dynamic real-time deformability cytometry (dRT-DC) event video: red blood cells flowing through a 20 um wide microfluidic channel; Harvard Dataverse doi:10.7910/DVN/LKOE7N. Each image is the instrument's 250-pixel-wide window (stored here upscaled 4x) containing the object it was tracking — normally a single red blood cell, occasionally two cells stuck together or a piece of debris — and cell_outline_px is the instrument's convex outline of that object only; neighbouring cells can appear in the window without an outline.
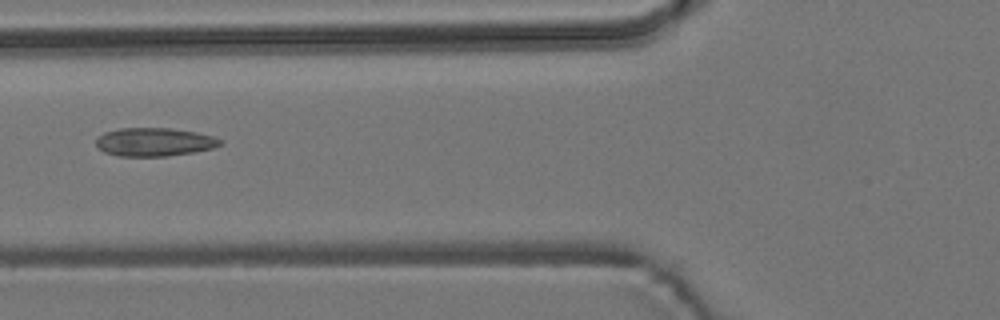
{"species": "common noctule bat (a hibernating species)", "species_latin": "Nyctalus noctula", "temperature_condition": "room temperature", "stored_images_in_passage": 3, "camera_frame_rate_fps": 3000, "um_per_image_px": 0.085, "animal": {"sex": "male", "body_mass_g": 19.2, "forearm_length_mm": 51.8}, "frame": {"image": 1, "passage_image": 2, "time_ms": 1.333, "image_size_px": [1000, 320], "cell_outline_px": [[224, 144], [212, 148], [196, 152], [168, 156], [116, 156], [104, 152], [96, 144], [96, 136], [104, 132], [120, 128], [168, 128], [196, 132], [212, 136], [224, 140]], "centroid_in_image_um": [13.13, 12.07], "position_along_channel_um": 112.7, "area_um2": 20.75}}
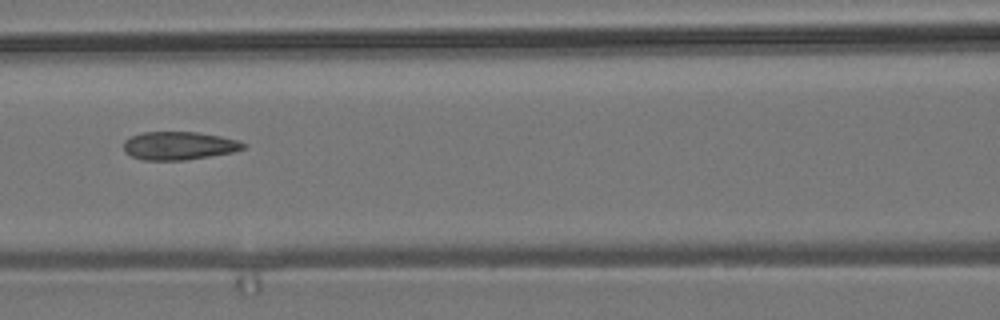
{"frame": {"image": 2, "passage_image": 3, "time_ms": 2.333, "image_size_px": [1000, 320], "cell_outline_px": [[248, 144], [244, 148], [232, 152], [184, 160], [144, 160], [132, 156], [124, 152], [124, 140], [132, 136], [144, 132], [200, 132], [240, 140]], "centroid_in_image_um": [15.23, 12.38], "position_along_channel_um": 151.4, "area_um2": 19.65}}